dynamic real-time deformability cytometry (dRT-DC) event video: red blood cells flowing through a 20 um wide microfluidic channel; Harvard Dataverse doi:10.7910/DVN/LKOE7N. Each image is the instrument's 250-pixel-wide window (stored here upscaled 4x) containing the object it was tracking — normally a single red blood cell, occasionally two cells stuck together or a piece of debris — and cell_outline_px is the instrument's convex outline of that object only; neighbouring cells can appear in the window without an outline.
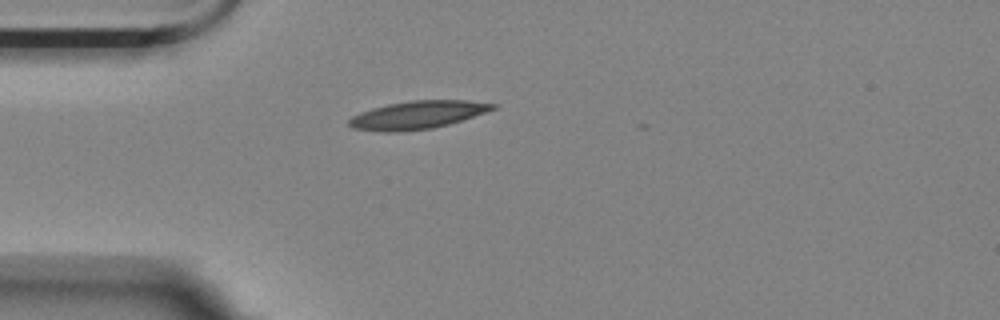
{"species": "Egyptian fruit bat (a non-hibernating species)", "species_latin": "Rousettus aegyptiacus", "temperature_condition": "room temperature", "stored_images_in_passage": 40, "camera_frame_rate_fps": 3000, "um_per_image_px": 0.085, "animal": {"sex": "female"}, "frame": {"image": 1, "passage_image": 1, "time_ms": 0.0, "image_size_px": [1000, 320], "cell_outline_px": [[496, 108], [448, 124], [432, 128], [400, 132], [380, 132], [352, 128], [348, 124], [348, 120], [352, 116], [360, 112], [372, 108], [388, 104], [412, 100], [468, 100], [496, 104]], "centroid_in_image_um": [35.42, 9.77], "position_along_channel_um": 49.6, "area_um2": 23.29}}
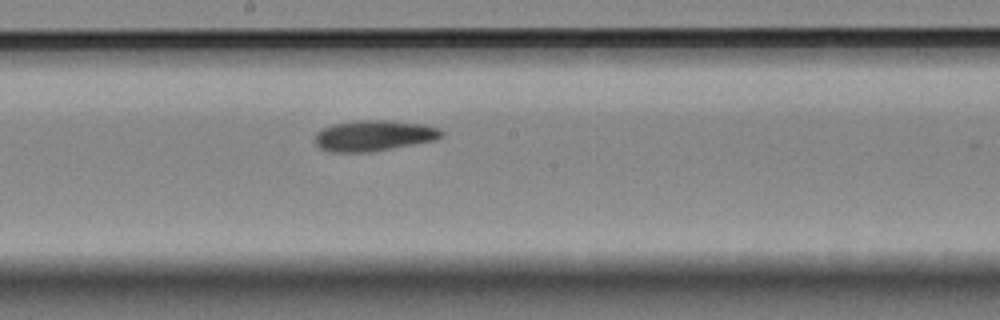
{"frame": {"image": 2, "passage_image": 16, "time_ms": 5.0, "image_size_px": [1000, 320], "cell_outline_px": [[444, 136], [436, 140], [392, 148], [368, 152], [332, 152], [320, 148], [312, 140], [316, 132], [332, 124], [360, 120], [388, 120], [424, 124], [440, 128], [444, 132]], "centroid_in_image_um": [31.78, 11.52], "position_along_channel_um": 216.4, "area_um2": 22.89}}
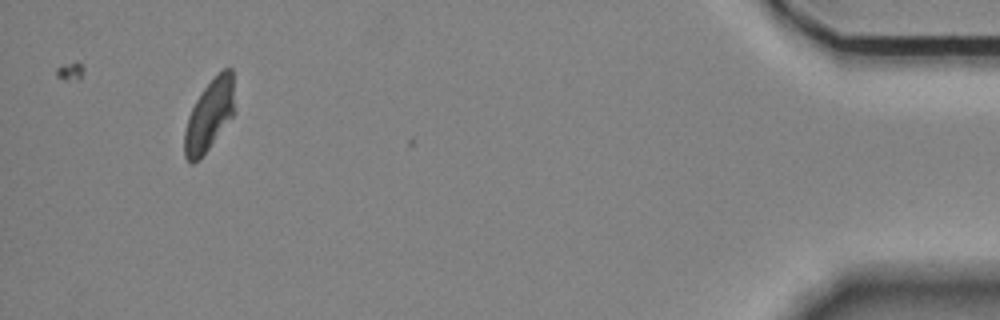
{"frame": {"image": 3, "passage_image": 39, "time_ms": 12.667, "image_size_px": [1000, 320], "cell_outline_px": [[236, 112], [200, 160], [192, 164], [188, 164], [184, 156], [184, 132], [188, 116], [200, 92], [224, 68], [232, 68]], "centroid_in_image_um": [17.8, 9.84], "position_along_channel_um": 417.4, "area_um2": 21.1}, "authors_computed_cell_mechanics": {"area_um2": 22.1374, "velocity_mm_per_s": 3.5385, "shape_relaxation_time_tau1_ms": 7.4763, "shape_relaxation_time_tau2_ms": 5.4416, "deformation_change_tau1": 0.1931, "deformation_change_tau2": 0.1135}}